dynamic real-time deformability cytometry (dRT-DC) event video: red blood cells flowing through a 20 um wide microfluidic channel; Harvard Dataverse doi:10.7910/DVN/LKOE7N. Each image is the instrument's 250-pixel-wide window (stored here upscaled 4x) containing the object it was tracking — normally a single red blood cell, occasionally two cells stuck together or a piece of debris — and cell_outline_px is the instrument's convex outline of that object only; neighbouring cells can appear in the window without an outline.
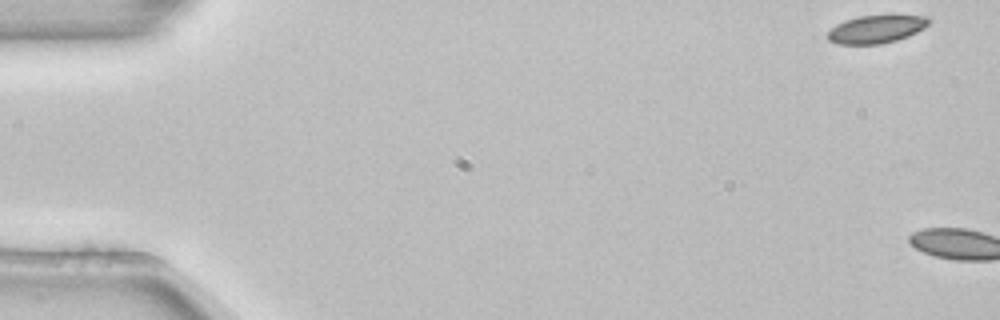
{"species": "common noctule bat (a hibernating species)", "species_latin": "Nyctalus noctula", "temperature_condition": "room temperature", "stored_images_in_passage": 6, "segment_of_instrument_passage": [1, 2], "camera_frame_rate_fps": 3000, "um_per_image_px": 0.085, "animal": {"sex": "female", "body_mass_g": 22.7, "forearm_length_mm": 54.2}, "frame": {"image": 1, "passage_image": 1, "time_ms": 0.0, "image_size_px": [1000, 320], "cell_outline_px": [[928, 24], [924, 28], [908, 36], [896, 40], [880, 44], [836, 44], [828, 40], [828, 32], [836, 24], [844, 20], [856, 16], [888, 12], [928, 16]], "centroid_in_image_um": [74.51, 2.41], "position_along_channel_um": 10.5, "area_um2": 17.28}}
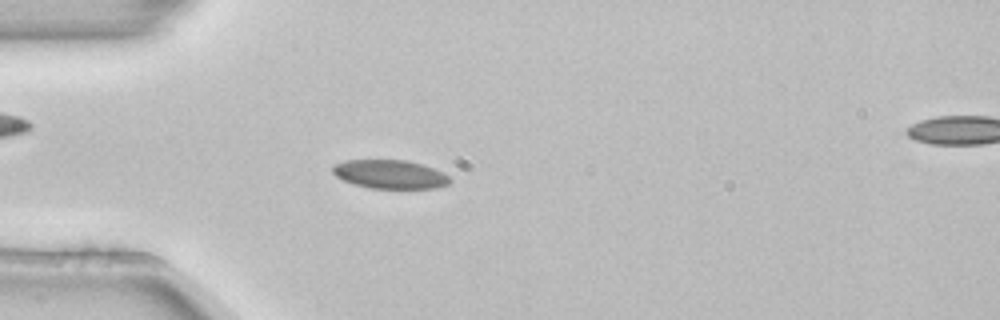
{"frame": {"image": 2, "passage_image": 5, "time_ms": 1.333, "image_size_px": [1000, 320], "cell_outline_px": [[452, 180], [448, 184], [436, 188], [368, 188], [352, 184], [336, 176], [332, 172], [332, 164], [344, 160], [404, 160], [420, 164], [444, 172]], "centroid_in_image_um": [33.11, 14.81], "position_along_channel_um": 51.9, "area_um2": 19.65}}